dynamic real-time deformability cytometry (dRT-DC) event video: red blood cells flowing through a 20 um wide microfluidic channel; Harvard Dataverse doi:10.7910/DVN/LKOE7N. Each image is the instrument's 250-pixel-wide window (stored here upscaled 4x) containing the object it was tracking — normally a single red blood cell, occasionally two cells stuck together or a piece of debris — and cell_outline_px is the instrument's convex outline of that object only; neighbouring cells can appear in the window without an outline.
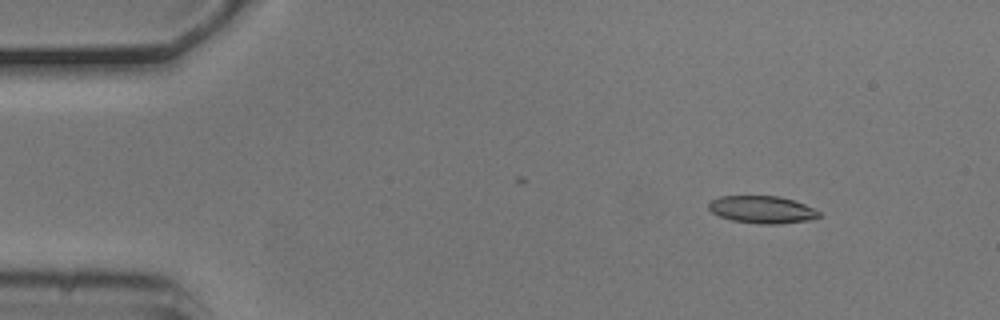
{"species": "common noctule bat (a hibernating species)", "species_latin": "Nyctalus noctula", "temperature_condition": "cold", "stored_images_in_passage": 6, "camera_frame_rate_fps": 3000, "um_per_image_px": 0.085, "animal": {"sex": "male", "body_mass_g": 20.5, "forearm_length_mm": 52.5}, "frame": {"image": 1, "passage_image": 2, "time_ms": 0.333, "image_size_px": [1000, 320], "cell_outline_px": [[820, 216], [812, 220], [776, 224], [760, 224], [732, 220], [720, 216], [712, 212], [708, 208], [708, 204], [712, 200], [720, 196], [780, 196], [804, 204], [820, 212]], "centroid_in_image_um": [64.78, 17.82], "position_along_channel_um": 20.2, "area_um2": 17.51}}
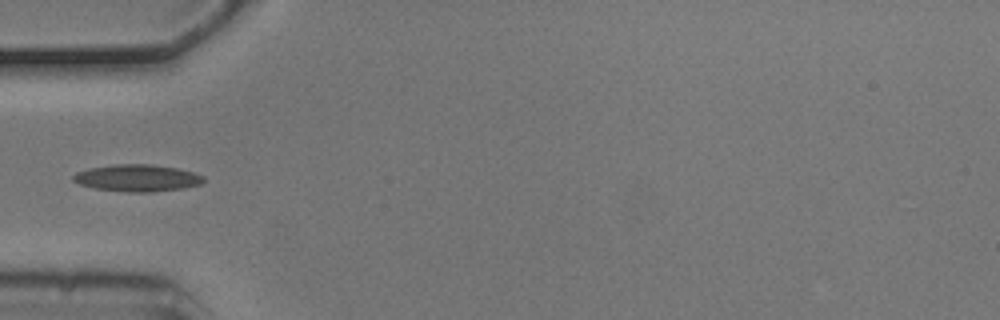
{"frame": {"image": 2, "passage_image": 5, "time_ms": 1.333, "image_size_px": [1000, 320], "cell_outline_px": [[204, 180], [200, 184], [180, 188], [152, 192], [128, 192], [96, 188], [80, 184], [72, 180], [72, 176], [76, 172], [88, 168], [112, 164], [152, 164], [176, 168], [196, 172], [204, 176]], "centroid_in_image_um": [11.65, 15.11], "position_along_channel_um": 73.3, "area_um2": 20.46}}
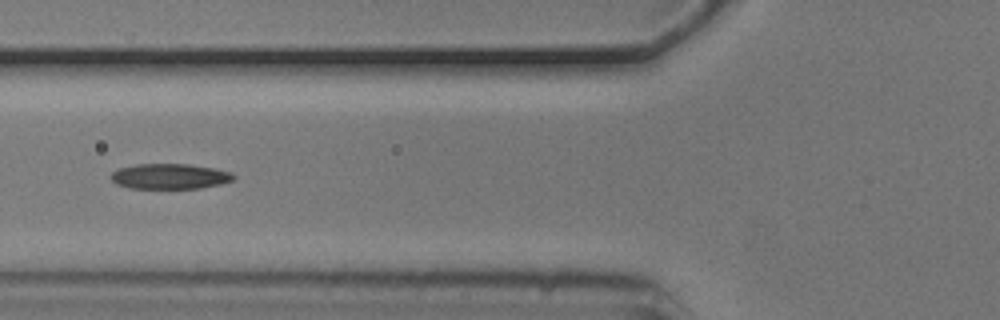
{"frame": {"image": 3, "passage_image": 6, "time_ms": 1.667, "image_size_px": [1000, 320], "cell_outline_px": [[236, 176], [232, 180], [220, 184], [200, 188], [128, 188], [116, 184], [108, 176], [116, 168], [136, 164], [188, 164], [216, 168], [232, 172]], "centroid_in_image_um": [14.4, 14.98], "position_along_channel_um": 111.4, "area_um2": 18.32}}